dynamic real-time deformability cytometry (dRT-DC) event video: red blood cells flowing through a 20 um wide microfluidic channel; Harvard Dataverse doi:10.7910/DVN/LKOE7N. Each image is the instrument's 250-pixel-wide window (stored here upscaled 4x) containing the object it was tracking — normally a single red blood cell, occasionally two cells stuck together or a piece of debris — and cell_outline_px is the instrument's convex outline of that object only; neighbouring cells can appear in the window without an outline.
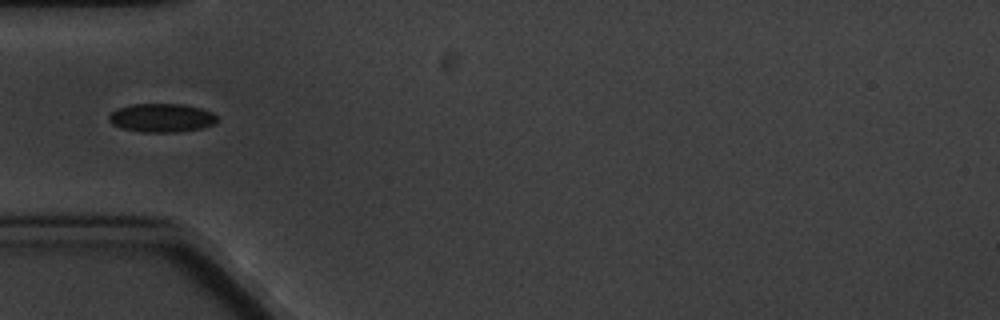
{"species": "common noctule bat (a hibernating species)", "species_latin": "Nyctalus noctula", "temperature_condition": "cold", "stored_images_in_passage": 10, "camera_frame_rate_fps": 3000, "um_per_image_px": 0.085, "animal": {"sex": "male", "body_mass_g": 20.1, "forearm_length_mm": 53.5}, "frame": {"image": 1, "passage_image": 4, "time_ms": 4.0, "image_size_px": [1000, 320], "cell_outline_px": [[216, 120], [212, 124], [200, 128], [176, 132], [144, 132], [120, 128], [112, 124], [108, 120], [108, 116], [116, 108], [128, 104], [180, 104], [200, 108], [212, 112], [216, 116]], "centroid_in_image_um": [13.66, 10.01], "position_along_channel_um": 71.3, "area_um2": 17.98}}
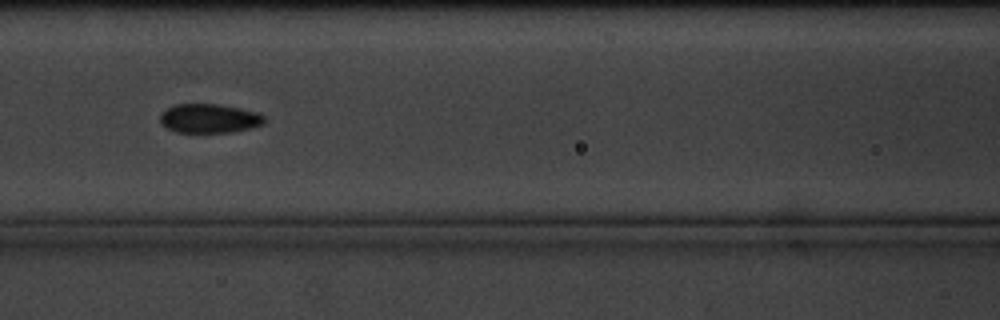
{"frame": {"image": 2, "passage_image": 6, "time_ms": 6.333, "image_size_px": [1000, 320], "cell_outline_px": [[264, 124], [248, 128], [228, 132], [176, 132], [160, 124], [160, 112], [176, 104], [220, 104], [256, 112], [264, 116]], "centroid_in_image_um": [17.74, 10.06], "position_along_channel_um": 148.9, "area_um2": 17.51}}